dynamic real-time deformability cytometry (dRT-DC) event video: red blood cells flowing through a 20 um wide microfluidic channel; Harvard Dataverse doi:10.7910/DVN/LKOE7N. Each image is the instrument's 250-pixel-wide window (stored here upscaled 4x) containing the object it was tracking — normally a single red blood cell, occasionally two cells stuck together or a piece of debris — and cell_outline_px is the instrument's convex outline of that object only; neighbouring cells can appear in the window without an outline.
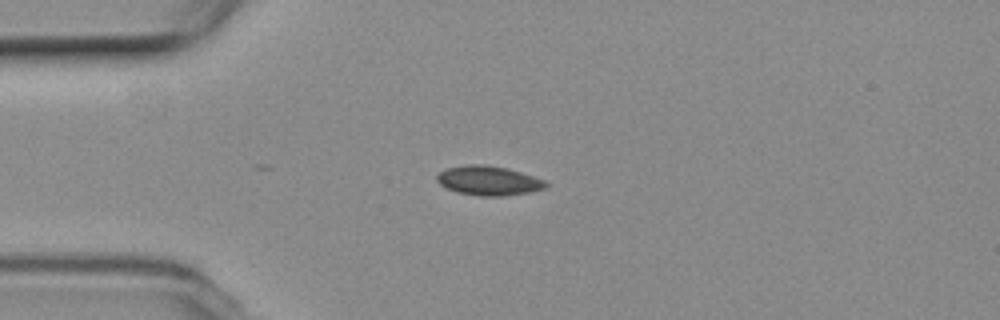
{"species": "common noctule bat (a hibernating species)", "species_latin": "Nyctalus noctula", "temperature_condition": "room temperature", "stored_images_in_passage": 21, "camera_frame_rate_fps": 3000, "um_per_image_px": 0.085, "animal": {"sex": "female", "body_mass_g": 19.3, "forearm_length_mm": 54.1}, "frame": {"image": 1, "passage_image": 12, "time_ms": 3.667, "image_size_px": [1000, 320], "cell_outline_px": [[548, 184], [544, 188], [528, 192], [504, 196], [480, 196], [456, 192], [440, 184], [436, 180], [436, 176], [440, 172], [448, 168], [464, 164], [484, 164], [504, 168], [520, 172], [544, 180]], "centroid_in_image_um": [41.49, 15.35], "position_along_channel_um": 43.5, "area_um2": 18.44}}
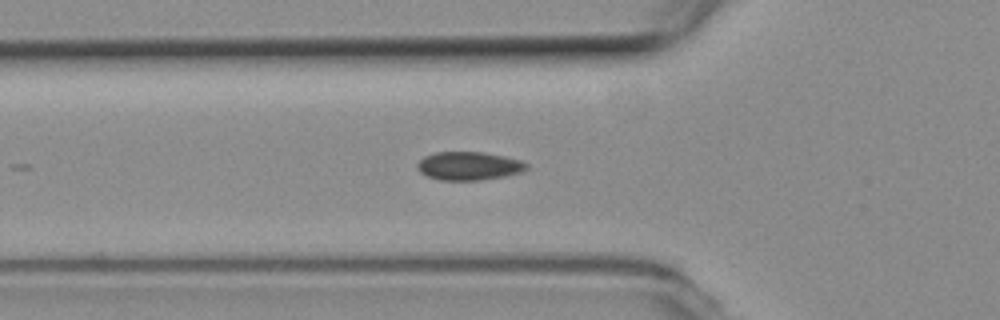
{"frame": {"image": 2, "passage_image": 17, "time_ms": 5.333, "image_size_px": [1000, 320], "cell_outline_px": [[528, 168], [524, 172], [504, 176], [480, 180], [440, 180], [428, 176], [420, 172], [416, 164], [424, 156], [436, 152], [484, 152], [504, 156], [520, 160], [528, 164]], "centroid_in_image_um": [39.87, 14.1], "position_along_channel_um": 85.9, "area_um2": 18.09}}
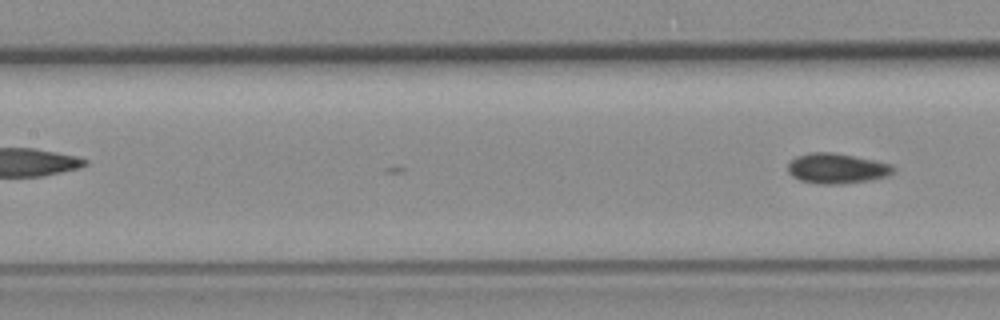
{"frame": {"image": 3, "passage_image": 21, "time_ms": 6.667, "image_size_px": [1000, 320], "cell_outline_px": [[896, 168], [888, 176], [872, 180], [844, 184], [820, 184], [800, 180], [792, 176], [788, 172], [788, 164], [796, 156], [812, 152], [832, 152], [892, 164]], "centroid_in_image_um": [71.13, 14.33], "position_along_channel_um": 136.3, "area_um2": 18.55}}